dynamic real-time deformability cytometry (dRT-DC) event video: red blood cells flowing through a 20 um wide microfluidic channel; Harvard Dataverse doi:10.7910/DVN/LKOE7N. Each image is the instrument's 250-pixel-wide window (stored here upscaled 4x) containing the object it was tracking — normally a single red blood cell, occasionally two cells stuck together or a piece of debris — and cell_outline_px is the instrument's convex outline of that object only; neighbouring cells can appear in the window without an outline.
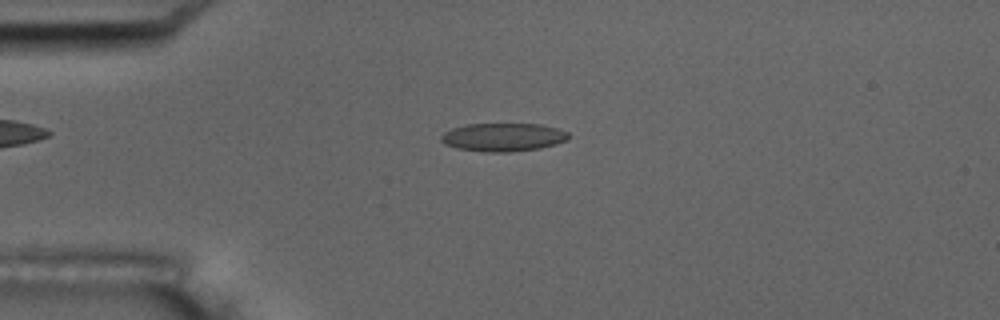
{"species": "common noctule bat (a hibernating species)", "species_latin": "Nyctalus noctula", "temperature_condition": "room temperature", "stored_images_in_passage": 4, "camera_frame_rate_fps": 3000, "um_per_image_px": 0.085, "animal": {"sex": "male", "body_mass_g": 17.5, "forearm_length_mm": 52.3}, "frame": {"image": 1, "passage_image": 3, "time_ms": 2.333, "image_size_px": [1000, 320], "cell_outline_px": [[568, 140], [556, 144], [540, 148], [508, 152], [484, 152], [456, 148], [444, 144], [440, 140], [440, 136], [444, 132], [452, 128], [468, 124], [540, 124], [556, 128], [568, 132]], "centroid_in_image_um": [42.74, 11.66], "position_along_channel_um": 42.3, "area_um2": 21.04}}